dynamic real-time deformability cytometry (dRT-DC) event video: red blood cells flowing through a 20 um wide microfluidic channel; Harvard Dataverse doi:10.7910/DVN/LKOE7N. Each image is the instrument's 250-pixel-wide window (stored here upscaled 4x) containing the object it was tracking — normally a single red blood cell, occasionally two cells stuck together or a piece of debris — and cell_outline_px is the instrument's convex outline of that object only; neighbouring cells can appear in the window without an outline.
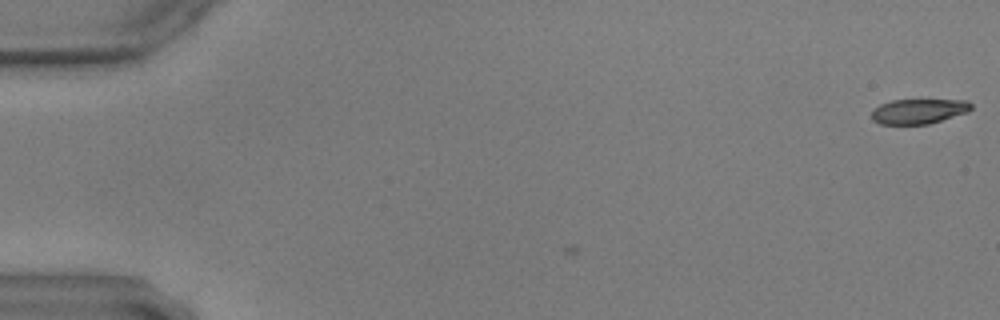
{"species": "common noctule bat (a hibernating species)", "species_latin": "Nyctalus noctula", "temperature_condition": "warm", "stored_images_in_passage": 3, "camera_frame_rate_fps": 3000, "um_per_image_px": 0.085, "animal": {"sex": "male", "body_mass_g": 17.9, "forearm_length_mm": 54.2}, "frame": {"image": 1, "passage_image": 3, "time_ms": 0.667, "image_size_px": [1000, 320], "cell_outline_px": [[972, 108], [968, 112], [928, 124], [880, 124], [872, 120], [872, 112], [880, 104], [892, 100], [968, 100], [972, 104]], "centroid_in_image_um": [78.1, 9.45], "position_along_channel_um": 6.9, "area_um2": 14.39}}